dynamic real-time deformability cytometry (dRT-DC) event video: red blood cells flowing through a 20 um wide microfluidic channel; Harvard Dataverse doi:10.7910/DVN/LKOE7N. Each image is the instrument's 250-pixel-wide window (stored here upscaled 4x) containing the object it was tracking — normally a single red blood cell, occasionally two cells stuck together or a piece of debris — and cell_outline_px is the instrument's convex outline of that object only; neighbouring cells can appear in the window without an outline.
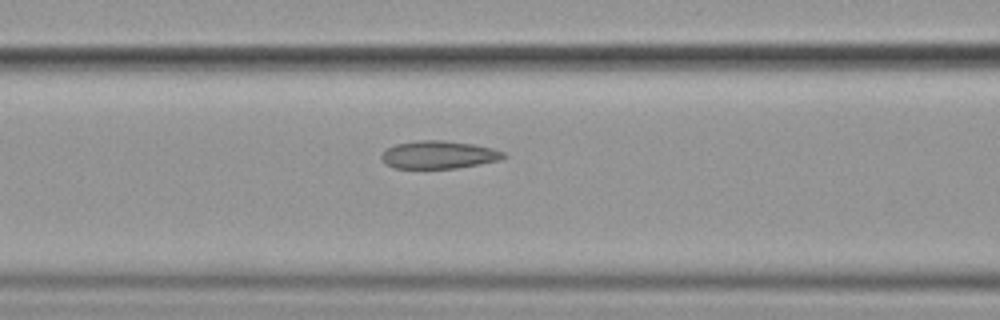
{"species": "common noctule bat (a hibernating species)", "species_latin": "Nyctalus noctula", "temperature_condition": "cold", "stored_images_in_passage": 4, "segment_of_instrument_passage": [1, 2], "camera_frame_rate_fps": 3000, "um_per_image_px": 0.085, "animal": {"sex": "female", "body_mass_g": 19.9}, "frame": {"image": 1, "passage_image": 3, "time_ms": 3.333, "image_size_px": [1000, 320], "cell_outline_px": [[508, 156], [500, 160], [456, 168], [396, 168], [388, 164], [380, 156], [388, 148], [396, 144], [420, 140], [444, 140], [472, 144], [492, 148], [504, 152]], "centroid_in_image_um": [37.34, 13.15], "position_along_channel_um": 129.3, "area_um2": 19.54}}